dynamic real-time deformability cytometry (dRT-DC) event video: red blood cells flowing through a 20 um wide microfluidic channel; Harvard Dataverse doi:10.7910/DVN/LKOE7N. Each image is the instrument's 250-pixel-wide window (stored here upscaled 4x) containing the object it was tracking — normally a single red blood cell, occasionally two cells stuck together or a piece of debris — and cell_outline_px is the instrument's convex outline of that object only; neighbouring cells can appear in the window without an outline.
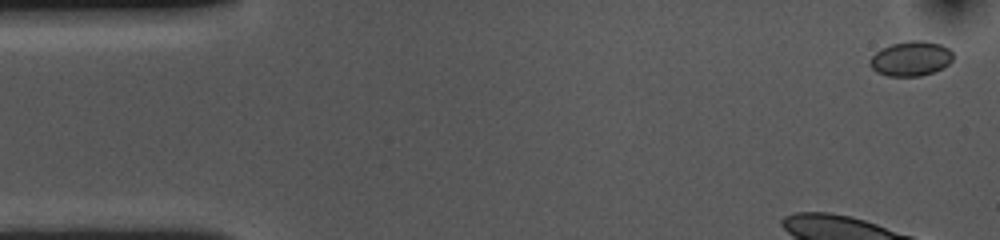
{"species": "common noctule bat (a hibernating species)", "species_latin": "Nyctalus noctula", "temperature_condition": "cold", "stored_images_in_passage": 14, "camera_frame_rate_fps": 3000, "um_per_image_px": 0.085, "animal": {"sex": "female", "body_mass_g": 10.0, "forearm_length_mm": 53.1}, "frame": {"image": 1, "passage_image": 2, "time_ms": 0.333, "image_size_px": [1000, 240], "cell_outline_px": [[952, 60], [948, 64], [932, 72], [920, 76], [888, 76], [876, 72], [868, 64], [872, 56], [876, 52], [892, 44], [912, 40], [920, 40], [940, 44], [948, 48], [952, 52]], "centroid_in_image_um": [77.41, 4.99], "position_along_channel_um": 7.6, "area_um2": 16.59}}